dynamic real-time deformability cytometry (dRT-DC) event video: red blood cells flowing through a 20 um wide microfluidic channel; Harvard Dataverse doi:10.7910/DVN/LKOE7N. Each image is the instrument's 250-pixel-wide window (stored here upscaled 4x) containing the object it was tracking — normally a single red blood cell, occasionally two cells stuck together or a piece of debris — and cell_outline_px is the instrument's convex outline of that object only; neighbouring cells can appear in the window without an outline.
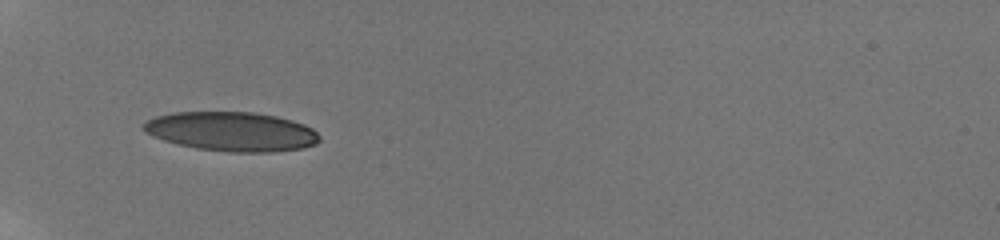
{"species": "human", "species_latin": "Homo sapiens", "temperature_condition": "room temperature", "stored_images_in_passage": 20, "camera_frame_rate_fps": 3000, "um_per_image_px": 0.085, "donor": {"sex": "male"}, "frame": {"image": 1, "passage_image": 1, "time_ms": 0.0, "image_size_px": [1000, 240], "cell_outline_px": [[320, 140], [316, 144], [304, 148], [272, 152], [228, 152], [196, 148], [164, 140], [152, 136], [144, 132], [144, 124], [148, 120], [156, 116], [172, 112], [252, 112], [276, 116], [292, 120], [304, 124], [312, 128], [320, 136]], "centroid_in_image_um": [19.72, 11.18], "position_along_channel_um": 65.3, "area_um2": 40.29}}